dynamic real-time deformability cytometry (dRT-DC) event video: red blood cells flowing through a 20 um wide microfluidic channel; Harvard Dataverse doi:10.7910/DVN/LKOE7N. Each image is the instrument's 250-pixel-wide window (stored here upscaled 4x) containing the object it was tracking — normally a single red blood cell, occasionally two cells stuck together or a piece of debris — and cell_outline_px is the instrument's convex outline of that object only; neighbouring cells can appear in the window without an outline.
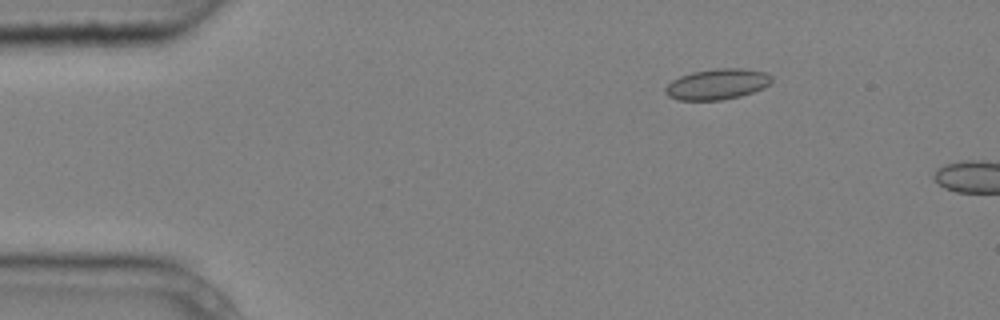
{"species": "common noctule bat (a hibernating species)", "species_latin": "Nyctalus noctula", "temperature_condition": "cold", "stored_images_in_passage": 4, "camera_frame_rate_fps": 3000, "um_per_image_px": 0.085, "animal": {"sex": "male", "body_mass_g": 20.4}, "frame": {"image": 1, "passage_image": 3, "time_ms": 0.667, "image_size_px": [1000, 320], "cell_outline_px": [[772, 80], [764, 88], [740, 96], [720, 100], [680, 100], [668, 96], [664, 92], [664, 88], [672, 80], [680, 76], [692, 72], [716, 68], [740, 68], [764, 72], [772, 76]], "centroid_in_image_um": [60.94, 7.15], "position_along_channel_um": 24.1, "area_um2": 18.96}}